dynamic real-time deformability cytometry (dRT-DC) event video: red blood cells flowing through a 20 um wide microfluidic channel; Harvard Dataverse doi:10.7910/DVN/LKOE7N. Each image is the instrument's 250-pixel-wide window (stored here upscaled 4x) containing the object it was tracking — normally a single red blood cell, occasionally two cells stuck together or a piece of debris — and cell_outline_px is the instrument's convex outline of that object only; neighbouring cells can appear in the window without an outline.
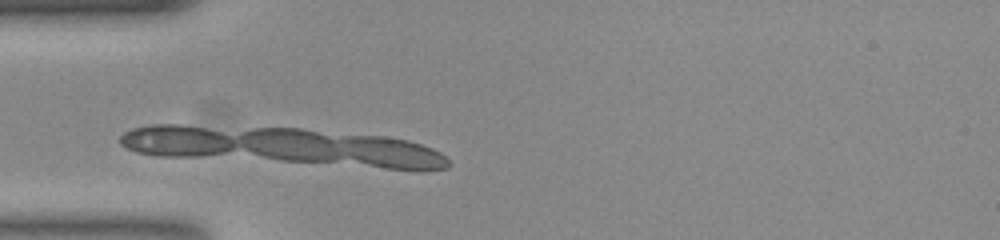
{"species": "common noctule bat (a hibernating species)", "species_latin": "Nyctalus noctula", "temperature_condition": "room temperature", "stored_images_in_passage": 8, "camera_frame_rate_fps": 3000, "um_per_image_px": 0.085, "animal": {"sex": "female", "body_mass_g": 23.0, "forearm_length_mm": 53.4}, "frame": {"image": 1, "passage_image": 8, "time_ms": 2.333, "image_size_px": [1000, 240], "cell_outline_px": [[440, 168], [396, 168], [376, 164], [364, 160], [356, 156], [352, 140], [400, 140], [416, 144], [428, 148], [436, 152]], "centroid_in_image_um": [33.66, 13.09], "position_along_channel_um": 51.3, "area_um2": 13.93}}